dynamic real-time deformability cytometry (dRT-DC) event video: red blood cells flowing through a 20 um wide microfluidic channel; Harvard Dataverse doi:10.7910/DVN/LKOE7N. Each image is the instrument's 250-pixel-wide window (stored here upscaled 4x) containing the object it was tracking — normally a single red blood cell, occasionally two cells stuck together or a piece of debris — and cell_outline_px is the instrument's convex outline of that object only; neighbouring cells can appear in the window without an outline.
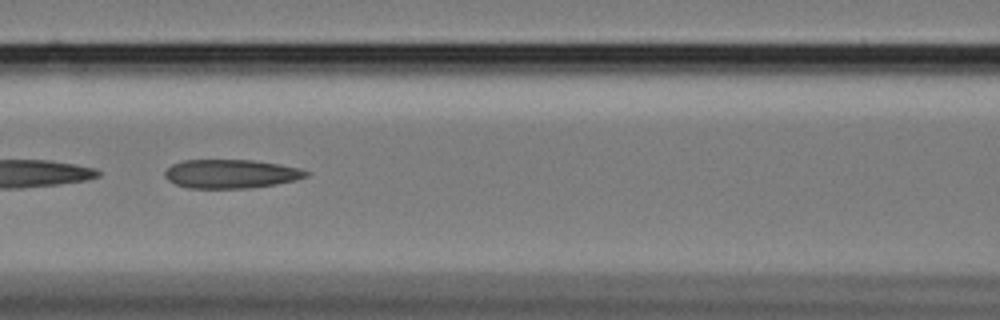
{"species": "Egyptian fruit bat (a non-hibernating species)", "species_latin": "Rousettus aegyptiacus", "temperature_condition": "cold", "stored_images_in_passage": 36, "camera_frame_rate_fps": 3000, "um_per_image_px": 0.085, "animal": {"sex": "female"}, "frame": {"image": 1, "passage_image": 21, "time_ms": 6.667, "image_size_px": [1000, 320], "cell_outline_px": [[312, 172], [308, 176], [296, 180], [276, 184], [248, 188], [188, 188], [176, 184], [168, 180], [164, 176], [164, 172], [172, 164], [184, 160], [252, 160], [280, 164], [300, 168]], "centroid_in_image_um": [19.66, 14.77], "position_along_channel_um": 146.9, "area_um2": 23.81}}